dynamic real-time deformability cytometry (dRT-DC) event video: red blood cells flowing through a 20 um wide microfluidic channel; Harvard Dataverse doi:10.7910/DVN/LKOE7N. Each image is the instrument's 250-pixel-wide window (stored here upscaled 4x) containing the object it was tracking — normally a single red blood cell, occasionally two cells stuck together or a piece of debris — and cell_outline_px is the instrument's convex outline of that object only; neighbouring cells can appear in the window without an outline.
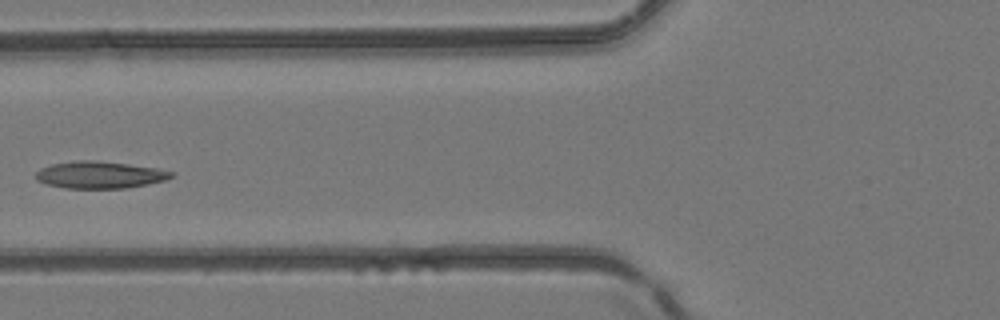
{"species": "common noctule bat (a hibernating species)", "species_latin": "Nyctalus noctula", "temperature_condition": "room temperature", "stored_images_in_passage": 5, "camera_frame_rate_fps": 3000, "um_per_image_px": 0.085, "animal": {"sex": "female", "body_mass_g": 24.6, "forearm_length_mm": 56.2}, "frame": {"image": 1, "passage_image": 5, "time_ms": 1.333, "image_size_px": [1000, 320], "cell_outline_px": [[176, 176], [164, 180], [148, 184], [128, 188], [64, 188], [48, 184], [36, 180], [36, 172], [40, 168], [52, 164], [76, 160], [96, 160], [128, 164], [156, 168], [172, 172]], "centroid_in_image_um": [8.47, 14.86], "position_along_channel_um": 117.3, "area_um2": 21.33}}